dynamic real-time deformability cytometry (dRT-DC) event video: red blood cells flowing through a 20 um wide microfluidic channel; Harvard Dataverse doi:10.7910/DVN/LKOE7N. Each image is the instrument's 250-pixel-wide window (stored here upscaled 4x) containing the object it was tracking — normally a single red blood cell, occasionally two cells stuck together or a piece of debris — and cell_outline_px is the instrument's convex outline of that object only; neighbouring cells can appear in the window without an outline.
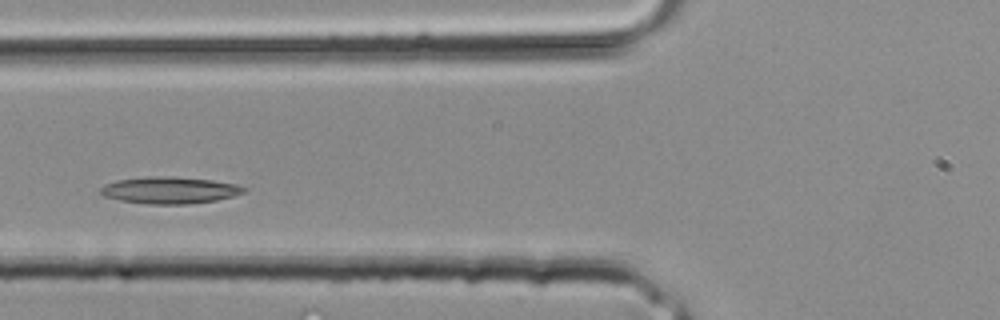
{"species": "common noctule bat (a hibernating species)", "species_latin": "Nyctalus noctula", "temperature_condition": "room temperature", "stored_images_in_passage": 24, "camera_frame_rate_fps": 3000, "um_per_image_px": 0.085, "animal": {"sex": "male", "body_mass_g": 20.4}, "frame": {"image": 1, "passage_image": 4, "time_ms": 1.0, "image_size_px": [1000, 320], "cell_outline_px": [[248, 188], [244, 192], [232, 196], [216, 200], [188, 204], [148, 204], [120, 200], [104, 196], [100, 192], [100, 188], [104, 184], [116, 180], [152, 176], [172, 176], [212, 180], [236, 184]], "centroid_in_image_um": [14.41, 16.16], "position_along_channel_um": 111.4, "area_um2": 22.37}}
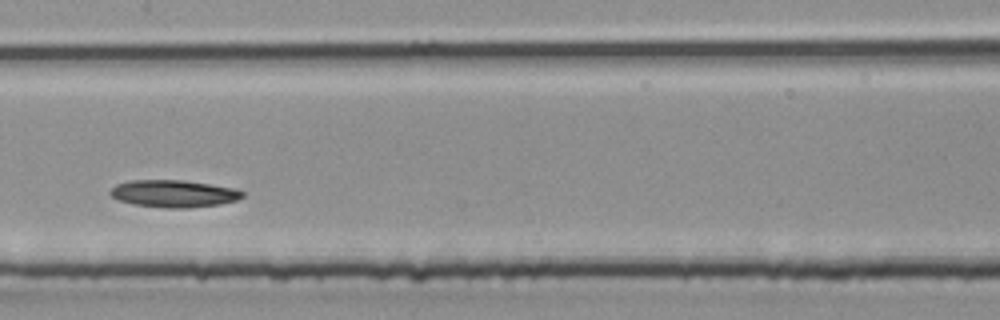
{"frame": {"image": 2, "passage_image": 8, "time_ms": 2.333, "image_size_px": [1000, 320], "cell_outline_px": [[244, 196], [236, 200], [220, 204], [188, 208], [164, 208], [132, 204], [120, 200], [112, 196], [108, 192], [116, 184], [132, 180], [184, 180], [232, 188], [244, 192]], "centroid_in_image_um": [14.74, 16.46], "position_along_channel_um": 192.7, "area_um2": 20.87}}
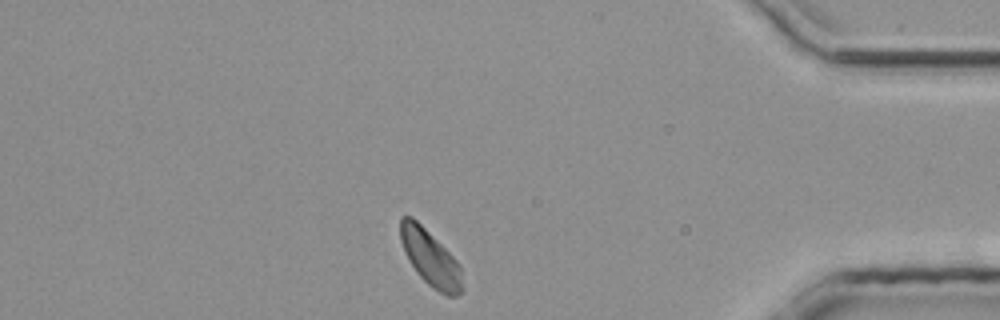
{"frame": {"image": 3, "passage_image": 20, "time_ms": 6.333, "image_size_px": [1000, 320], "cell_outline_px": [[464, 288], [456, 296], [448, 296], [432, 288], [416, 272], [408, 260], [404, 252], [400, 240], [400, 216], [412, 216], [456, 260], [460, 268]], "centroid_in_image_um": [36.56, 21.95], "position_along_channel_um": 398.6, "area_um2": 19.94}}